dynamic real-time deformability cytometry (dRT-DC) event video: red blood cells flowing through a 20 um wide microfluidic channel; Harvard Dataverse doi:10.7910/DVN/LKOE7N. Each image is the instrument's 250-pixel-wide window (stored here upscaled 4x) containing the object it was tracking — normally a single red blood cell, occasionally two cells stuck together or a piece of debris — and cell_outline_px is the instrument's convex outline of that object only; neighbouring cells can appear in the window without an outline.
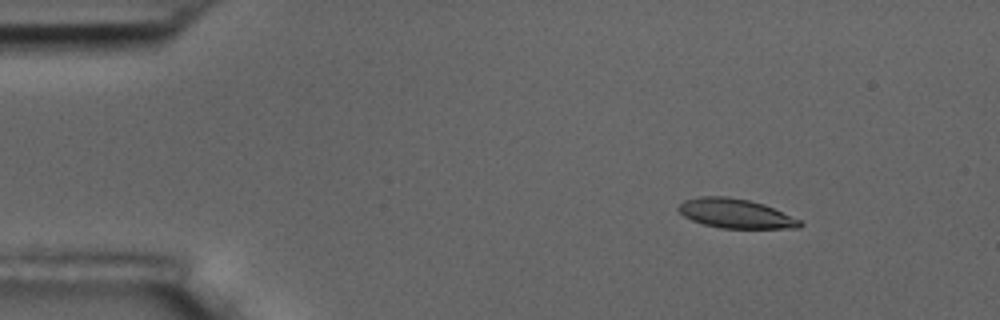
{"species": "common noctule bat (a hibernating species)", "species_latin": "Nyctalus noctula", "temperature_condition": "room temperature", "stored_images_in_passage": 7, "camera_frame_rate_fps": 3000, "um_per_image_px": 0.085, "animal": {"sex": "male", "body_mass_g": 17.5, "forearm_length_mm": 52.3}, "frame": {"image": 1, "passage_image": 1, "time_ms": 0.0, "image_size_px": [1000, 320], "cell_outline_px": [[804, 224], [800, 228], [720, 228], [704, 224], [692, 220], [684, 216], [676, 208], [684, 200], [700, 196], [728, 196], [748, 200], [764, 204], [800, 220]], "centroid_in_image_um": [62.51, 18.14], "position_along_channel_um": 22.5, "area_um2": 20.69}}
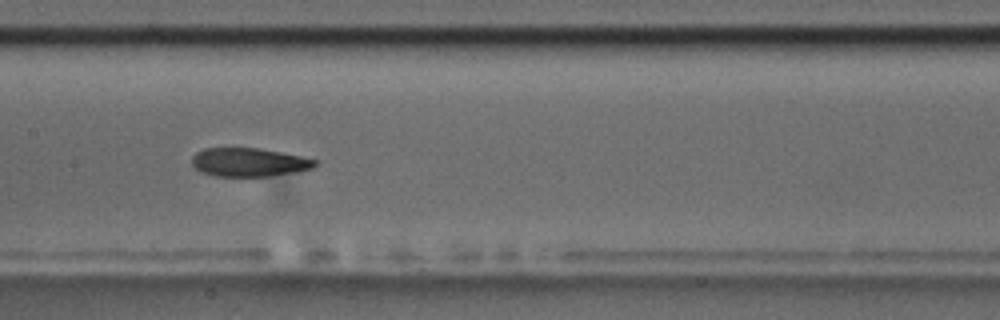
{"frame": {"image": 2, "passage_image": 6, "time_ms": 6.667, "image_size_px": [1000, 320], "cell_outline_px": [[316, 164], [312, 168], [292, 172], [268, 176], [216, 176], [200, 172], [192, 164], [192, 156], [196, 152], [204, 148], [260, 148], [300, 156], [316, 160]], "centroid_in_image_um": [21.1, 13.78], "position_along_channel_um": 186.3, "area_um2": 20.29}}
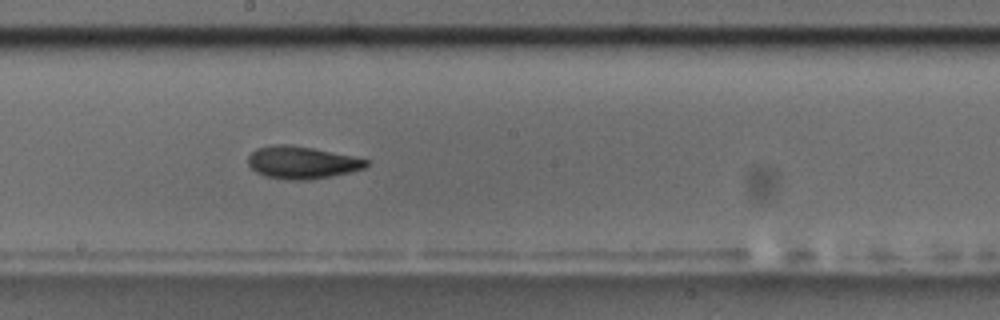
{"frame": {"image": 3, "passage_image": 7, "time_ms": 7.667, "image_size_px": [1000, 320], "cell_outline_px": [[368, 164], [364, 168], [352, 172], [304, 180], [288, 180], [264, 176], [256, 172], [248, 164], [248, 156], [256, 148], [272, 144], [288, 144], [312, 148], [352, 156], [368, 160]], "centroid_in_image_um": [25.62, 13.81], "position_along_channel_um": 222.6, "area_um2": 22.2}}